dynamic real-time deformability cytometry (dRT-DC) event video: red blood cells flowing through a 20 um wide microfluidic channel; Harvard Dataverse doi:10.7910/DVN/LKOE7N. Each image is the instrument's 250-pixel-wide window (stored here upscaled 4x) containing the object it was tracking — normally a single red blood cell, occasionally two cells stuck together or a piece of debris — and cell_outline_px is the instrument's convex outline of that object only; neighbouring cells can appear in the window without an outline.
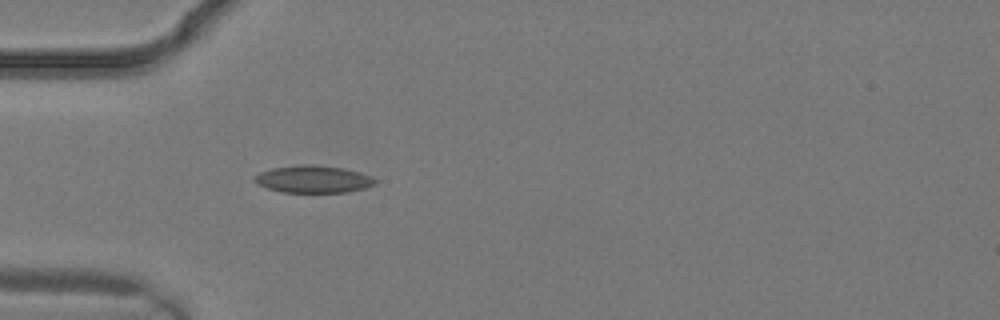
{"species": "common noctule bat (a hibernating species)", "species_latin": "Nyctalus noctula", "temperature_condition": "warm", "stored_images_in_passage": 1, "camera_frame_rate_fps": 3000, "um_per_image_px": 0.085, "animal": {"sex": "male", "body_mass_g": 19.2, "forearm_length_mm": 51.8}, "frame": {"image": 1, "passage_image": 1, "time_ms": 0.0, "image_size_px": [1000, 320], "cell_outline_px": [[376, 180], [372, 184], [364, 188], [348, 192], [284, 192], [268, 188], [256, 184], [252, 180], [252, 176], [260, 172], [272, 168], [344, 168], [372, 176]], "centroid_in_image_um": [26.59, 15.29], "position_along_channel_um": 58.4, "area_um2": 17.98}}